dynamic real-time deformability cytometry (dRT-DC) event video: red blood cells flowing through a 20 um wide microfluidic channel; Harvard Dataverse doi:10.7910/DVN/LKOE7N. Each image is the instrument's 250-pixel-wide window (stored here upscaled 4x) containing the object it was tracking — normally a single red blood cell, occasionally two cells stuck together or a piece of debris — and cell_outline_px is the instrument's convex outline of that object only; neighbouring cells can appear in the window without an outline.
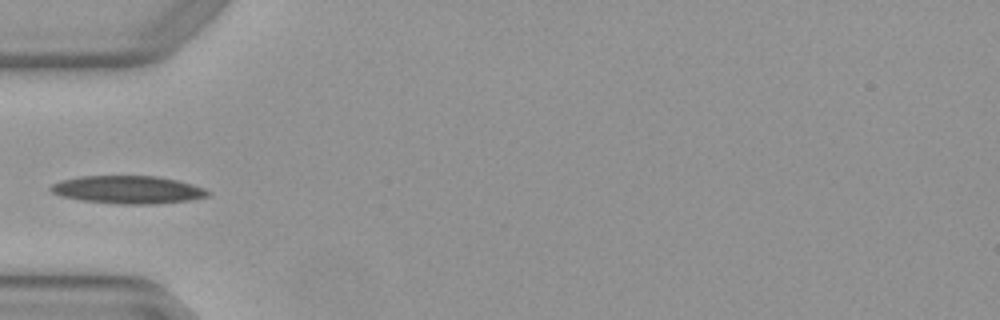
{"species": "Egyptian fruit bat (a non-hibernating species)", "species_latin": "Rousettus aegyptiacus", "temperature_condition": "warm", "stored_images_in_passage": 5, "camera_frame_rate_fps": 3000, "um_per_image_px": 0.085, "animal": {"sex": "female"}, "frame": {"image": 1, "passage_image": 5, "time_ms": 1.333, "image_size_px": [1000, 320], "cell_outline_px": [[208, 196], [188, 200], [152, 204], [120, 204], [80, 200], [60, 196], [52, 192], [48, 188], [52, 184], [60, 180], [80, 176], [160, 176], [192, 184], [204, 188], [208, 192]], "centroid_in_image_um": [10.82, 16.12], "position_along_channel_um": 74.2, "area_um2": 25.43}}